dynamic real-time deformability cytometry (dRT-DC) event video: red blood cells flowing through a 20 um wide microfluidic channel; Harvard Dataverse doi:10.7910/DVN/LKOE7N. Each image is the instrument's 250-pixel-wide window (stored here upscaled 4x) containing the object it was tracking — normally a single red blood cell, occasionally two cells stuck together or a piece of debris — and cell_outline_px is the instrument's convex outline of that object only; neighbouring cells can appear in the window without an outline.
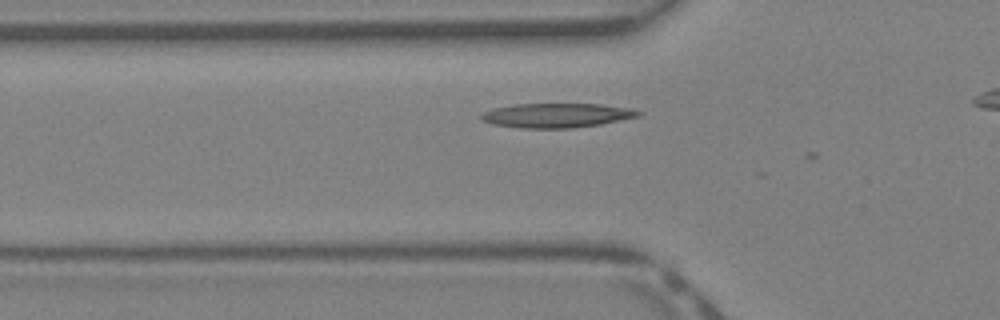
{"species": "Egyptian fruit bat (a non-hibernating species)", "species_latin": "Rousettus aegyptiacus", "temperature_condition": "warm", "stored_images_in_passage": 11, "camera_frame_rate_fps": 3000, "um_per_image_px": 0.085, "animal": {"sex": "female"}, "frame": {"image": 1, "passage_image": 7, "time_ms": 2.0, "image_size_px": [1000, 320], "cell_outline_px": [[644, 112], [640, 116], [600, 124], [572, 128], [520, 128], [492, 124], [484, 120], [480, 116], [484, 112], [492, 108], [512, 104], [600, 104], [632, 108]], "centroid_in_image_um": [47.34, 9.8], "position_along_channel_um": 78.5, "area_um2": 22.37}}
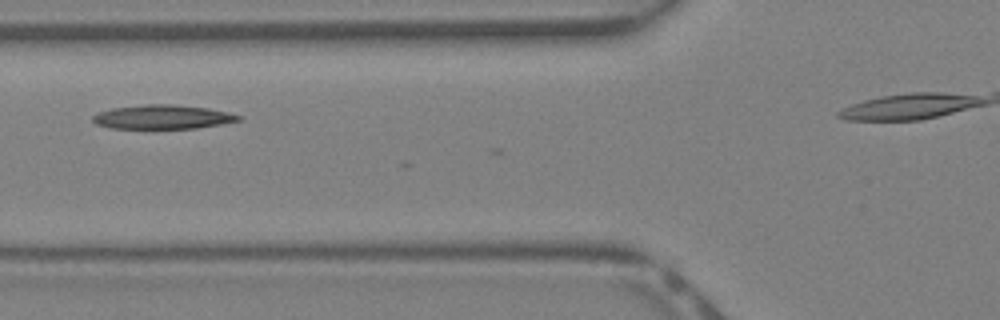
{"frame": {"image": 2, "passage_image": 9, "time_ms": 2.667, "image_size_px": [1000, 320], "cell_outline_px": [[240, 120], [220, 124], [196, 128], [108, 128], [96, 124], [92, 120], [92, 116], [96, 112], [112, 108], [144, 104], [172, 104], [208, 108], [228, 112], [240, 116]], "centroid_in_image_um": [13.76, 9.93], "position_along_channel_um": 112.0, "area_um2": 20.4}}